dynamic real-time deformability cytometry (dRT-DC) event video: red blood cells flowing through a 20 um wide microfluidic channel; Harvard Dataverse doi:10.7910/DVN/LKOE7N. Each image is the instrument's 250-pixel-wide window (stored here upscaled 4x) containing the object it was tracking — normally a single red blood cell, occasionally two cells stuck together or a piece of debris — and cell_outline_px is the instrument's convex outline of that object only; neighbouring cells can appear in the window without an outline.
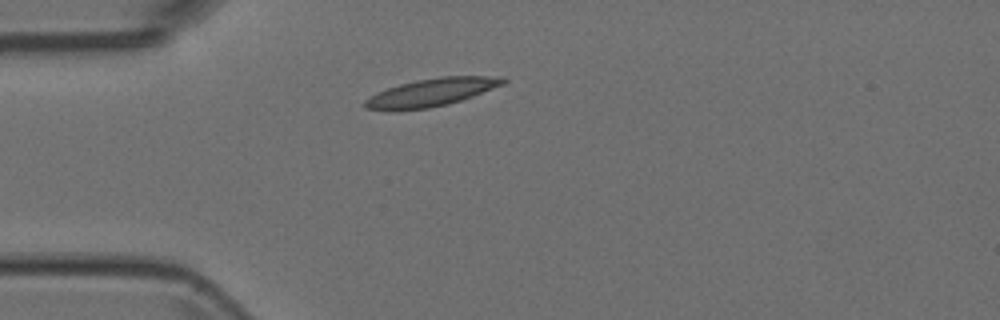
{"species": "Egyptian fruit bat (a non-hibernating species)", "species_latin": "Rousettus aegyptiacus", "temperature_condition": "room temperature", "stored_images_in_passage": 1, "camera_frame_rate_fps": 3000, "um_per_image_px": 0.085, "animal": {"sex": "female"}, "frame": {"image": 1, "passage_image": 1, "time_ms": 0.0, "image_size_px": [1000, 320], "cell_outline_px": [[508, 80], [504, 84], [472, 96], [448, 104], [428, 108], [396, 112], [364, 108], [364, 100], [368, 96], [376, 92], [400, 84], [416, 80], [440, 76], [504, 76]], "centroid_in_image_um": [36.62, 7.86], "position_along_channel_um": 48.4, "area_um2": 22.77}}